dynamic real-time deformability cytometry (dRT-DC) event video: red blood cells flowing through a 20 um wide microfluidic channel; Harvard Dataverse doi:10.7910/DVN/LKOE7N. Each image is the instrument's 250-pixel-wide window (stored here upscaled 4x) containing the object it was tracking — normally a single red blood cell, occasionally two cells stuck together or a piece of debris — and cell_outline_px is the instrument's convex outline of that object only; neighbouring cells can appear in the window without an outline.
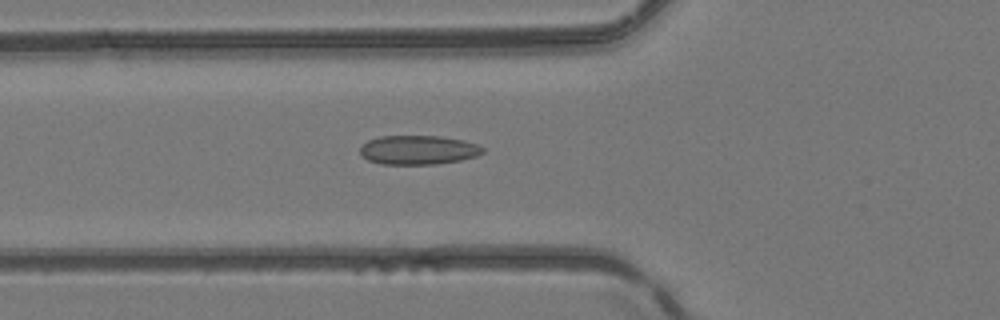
{"species": "common noctule bat (a hibernating species)", "species_latin": "Nyctalus noctula", "temperature_condition": "room temperature", "stored_images_in_passage": 51, "camera_frame_rate_fps": 3000, "um_per_image_px": 0.085, "animal": {"sex": "female", "body_mass_g": 24.6, "forearm_length_mm": 56.2}, "frame": {"image": 1, "passage_image": 19, "time_ms": 6.0, "image_size_px": [1000, 320], "cell_outline_px": [[484, 152], [476, 156], [460, 160], [436, 164], [380, 164], [368, 160], [360, 156], [360, 148], [368, 140], [380, 136], [440, 136], [464, 140], [476, 144], [484, 148]], "centroid_in_image_um": [35.53, 12.75], "position_along_channel_um": 90.3, "area_um2": 20.87}}
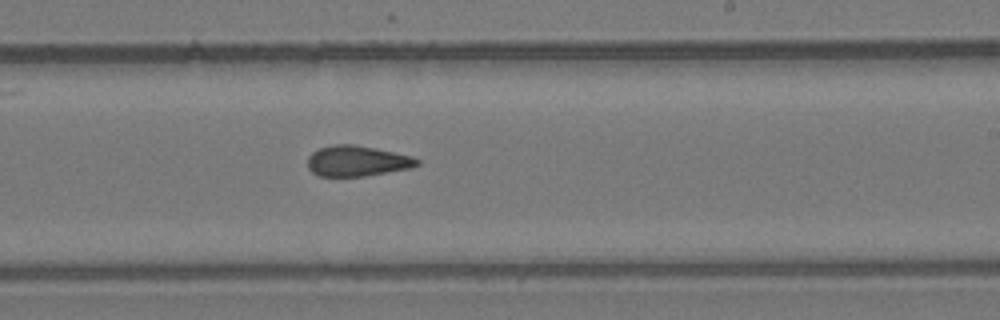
{"frame": {"image": 2, "passage_image": 31, "time_ms": 10.0, "image_size_px": [1000, 320], "cell_outline_px": [[420, 164], [412, 168], [364, 176], [320, 176], [312, 172], [308, 168], [308, 156], [312, 152], [320, 148], [332, 144], [352, 144], [376, 148], [412, 156], [420, 160]], "centroid_in_image_um": [30.37, 13.68], "position_along_channel_um": 258.6, "area_um2": 19.59}}
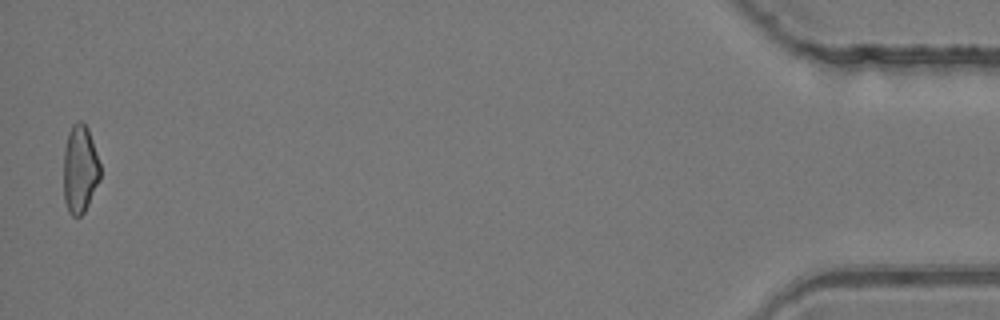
{"frame": {"image": 3, "passage_image": 50, "time_ms": 16.333, "image_size_px": [1000, 320], "cell_outline_px": [[100, 180], [84, 212], [80, 216], [72, 216], [68, 212], [64, 200], [64, 148], [68, 132], [72, 124], [76, 120], [80, 120], [88, 128], [100, 164]], "centroid_in_image_um": [6.79, 14.36], "position_along_channel_um": 428.4, "area_um2": 18.9}, "authors_computed_cell_mechanics": {"area_um2": 20.2878, "velocity_mm_per_s": 4.1982, "shape_relaxation_time_tau1_ms": null, "shape_relaxation_time_tau2_ms": 2.7314, "deformation_change_tau1": null, "deformation_change_tau2": 0.1091}}